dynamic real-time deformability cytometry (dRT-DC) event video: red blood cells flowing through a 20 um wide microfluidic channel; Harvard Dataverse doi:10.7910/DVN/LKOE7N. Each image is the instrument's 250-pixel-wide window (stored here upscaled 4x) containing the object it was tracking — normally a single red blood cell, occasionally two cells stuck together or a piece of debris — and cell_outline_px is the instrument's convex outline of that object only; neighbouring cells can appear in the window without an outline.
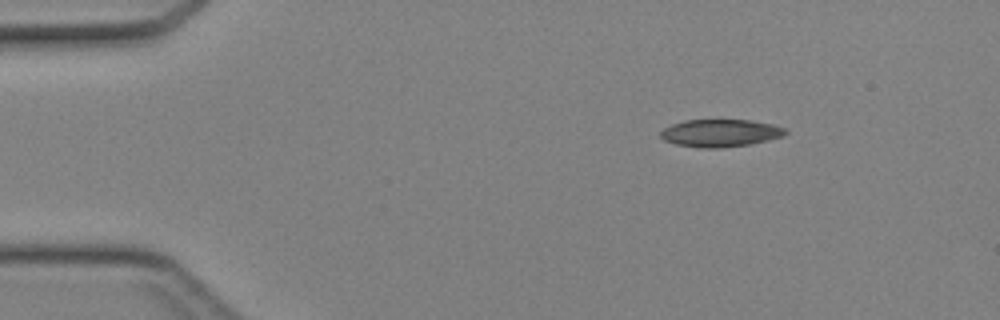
{"species": "Egyptian fruit bat (a non-hibernating species)", "species_latin": "Rousettus aegyptiacus", "temperature_condition": "cold", "stored_images_in_passage": 39, "camera_frame_rate_fps": 3000, "um_per_image_px": 0.085, "animal": {"sex": "female"}, "frame": {"image": 1, "passage_image": 1, "time_ms": 0.0, "image_size_px": [1000, 320], "cell_outline_px": [[788, 132], [784, 136], [768, 140], [748, 144], [720, 148], [700, 148], [676, 144], [664, 140], [660, 136], [660, 132], [664, 128], [672, 124], [684, 120], [748, 120], [772, 124], [784, 128]], "centroid_in_image_um": [61.21, 11.31], "position_along_channel_um": 23.8, "area_um2": 19.94}}
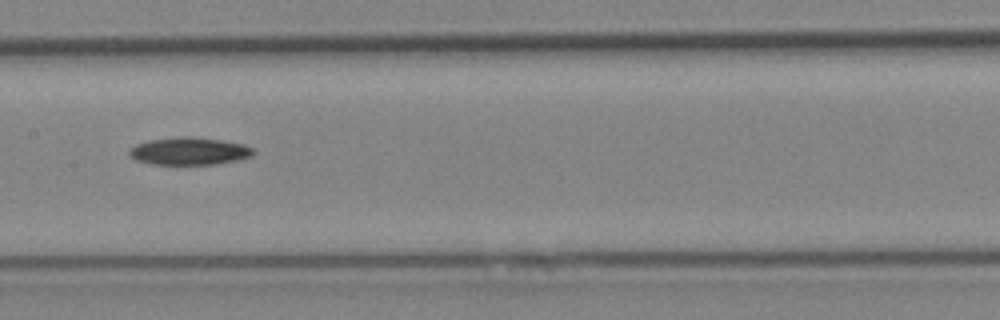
{"frame": {"image": 2, "passage_image": 17, "time_ms": 5.333, "image_size_px": [1000, 320], "cell_outline_px": [[256, 152], [252, 156], [236, 160], [216, 164], [152, 164], [136, 160], [128, 156], [128, 152], [136, 144], [148, 140], [184, 136], [192, 136], [220, 140], [244, 144], [252, 148]], "centroid_in_image_um": [16.08, 12.84], "position_along_channel_um": 191.3, "area_um2": 19.88}}
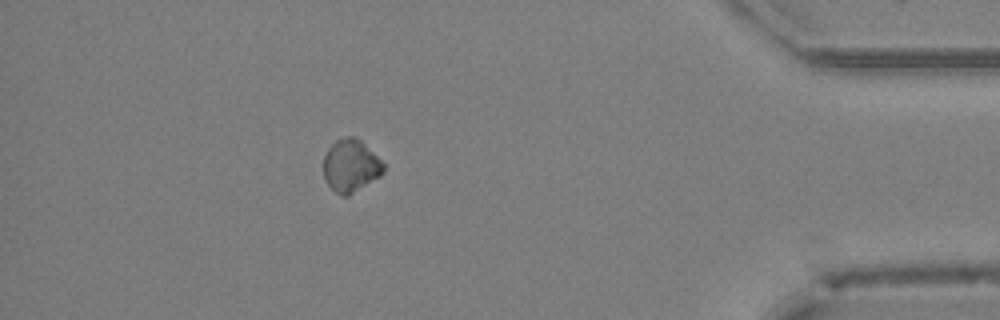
{"frame": {"image": 3, "passage_image": 34, "time_ms": 11.0, "image_size_px": [1000, 320], "cell_outline_px": [[384, 172], [380, 176], [348, 196], [340, 196], [324, 180], [324, 156], [328, 148], [336, 140], [348, 136], [352, 136], [360, 140], [384, 164]], "centroid_in_image_um": [29.79, 14.1], "position_along_channel_um": 405.4, "area_um2": 18.15}}